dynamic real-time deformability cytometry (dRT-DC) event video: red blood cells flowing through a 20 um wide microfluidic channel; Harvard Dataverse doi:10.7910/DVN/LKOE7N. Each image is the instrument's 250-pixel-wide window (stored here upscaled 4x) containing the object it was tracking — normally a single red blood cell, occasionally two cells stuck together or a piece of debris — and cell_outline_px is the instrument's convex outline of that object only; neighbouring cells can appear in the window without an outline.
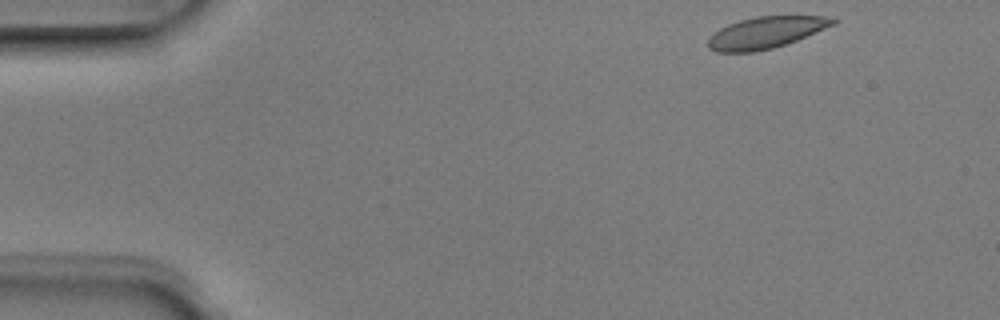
{"species": "Egyptian fruit bat (a non-hibernating species)", "species_latin": "Rousettus aegyptiacus", "temperature_condition": "room temperature", "stored_images_in_passage": 3, "segment_of_instrument_passage": [1, 2], "camera_frame_rate_fps": 3000, "um_per_image_px": 0.085, "animal": {"sex": "male"}, "frame": {"image": 1, "passage_image": 1, "time_ms": 0.0, "image_size_px": [1000, 320], "cell_outline_px": [[840, 20], [836, 24], [796, 40], [772, 48], [752, 52], [716, 52], [708, 48], [708, 40], [720, 28], [728, 24], [740, 20], [756, 16], [824, 16]], "centroid_in_image_um": [65.11, 2.76], "position_along_channel_um": 19.9, "area_um2": 22.77}}